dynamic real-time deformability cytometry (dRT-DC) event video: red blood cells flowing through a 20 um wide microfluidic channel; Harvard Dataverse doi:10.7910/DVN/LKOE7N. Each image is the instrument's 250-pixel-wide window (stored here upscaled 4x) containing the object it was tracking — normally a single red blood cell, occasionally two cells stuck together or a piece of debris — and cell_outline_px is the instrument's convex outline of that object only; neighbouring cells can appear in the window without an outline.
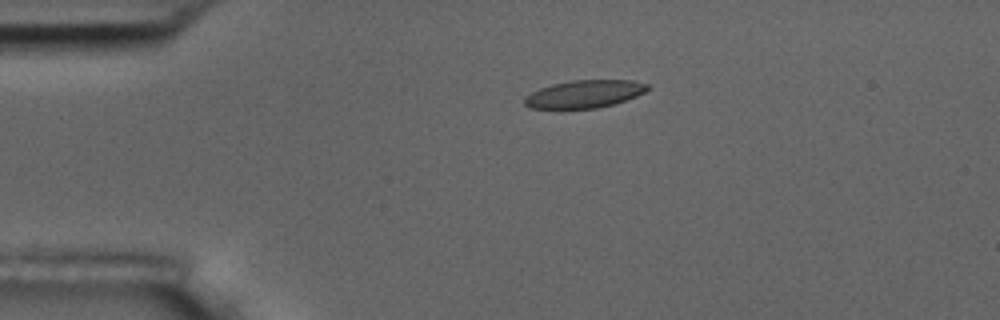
{"species": "common noctule bat (a hibernating species)", "species_latin": "Nyctalus noctula", "temperature_condition": "room temperature", "stored_images_in_passage": 4, "camera_frame_rate_fps": 3000, "um_per_image_px": 0.085, "animal": {"sex": "male", "body_mass_g": 17.5, "forearm_length_mm": 52.3}, "frame": {"image": 1, "passage_image": 3, "time_ms": 3.0, "image_size_px": [1000, 320], "cell_outline_px": [[648, 88], [644, 92], [636, 96], [612, 104], [596, 108], [528, 108], [524, 104], [524, 100], [532, 92], [540, 88], [552, 84], [572, 80], [632, 80], [648, 84]], "centroid_in_image_um": [49.67, 7.98], "position_along_channel_um": 35.3, "area_um2": 19.54}}